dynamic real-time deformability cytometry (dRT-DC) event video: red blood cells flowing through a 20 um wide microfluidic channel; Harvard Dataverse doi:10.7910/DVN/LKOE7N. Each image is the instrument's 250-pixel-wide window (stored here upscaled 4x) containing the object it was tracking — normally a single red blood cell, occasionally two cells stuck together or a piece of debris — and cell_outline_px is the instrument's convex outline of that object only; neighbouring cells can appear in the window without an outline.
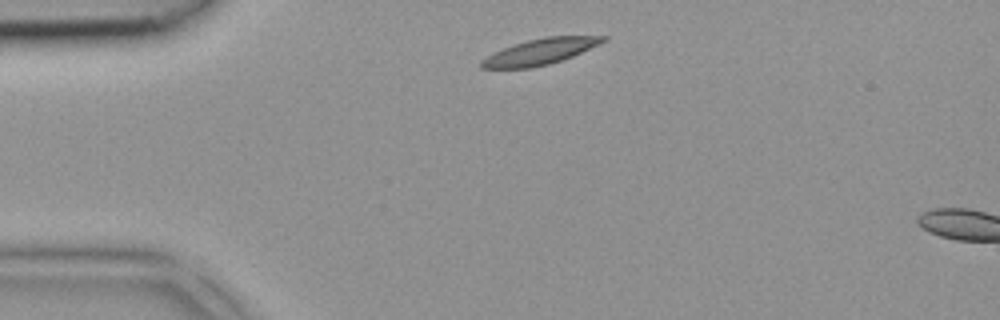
{"species": "common noctule bat (a hibernating species)", "species_latin": "Nyctalus noctula", "temperature_condition": "room temperature", "stored_images_in_passage": 2, "segment_of_instrument_passage": [1, 2], "camera_frame_rate_fps": 3000, "um_per_image_px": 0.085, "animal": {"sex": "female", "body_mass_g": 18.4}, "frame": {"image": 1, "passage_image": 1, "time_ms": 0.0, "image_size_px": [1000, 320], "cell_outline_px": [[608, 40], [572, 56], [548, 64], [532, 68], [480, 68], [480, 60], [512, 44], [544, 36], [608, 36]], "centroid_in_image_um": [45.92, 4.38], "position_along_channel_um": 39.1, "area_um2": 18.15}}